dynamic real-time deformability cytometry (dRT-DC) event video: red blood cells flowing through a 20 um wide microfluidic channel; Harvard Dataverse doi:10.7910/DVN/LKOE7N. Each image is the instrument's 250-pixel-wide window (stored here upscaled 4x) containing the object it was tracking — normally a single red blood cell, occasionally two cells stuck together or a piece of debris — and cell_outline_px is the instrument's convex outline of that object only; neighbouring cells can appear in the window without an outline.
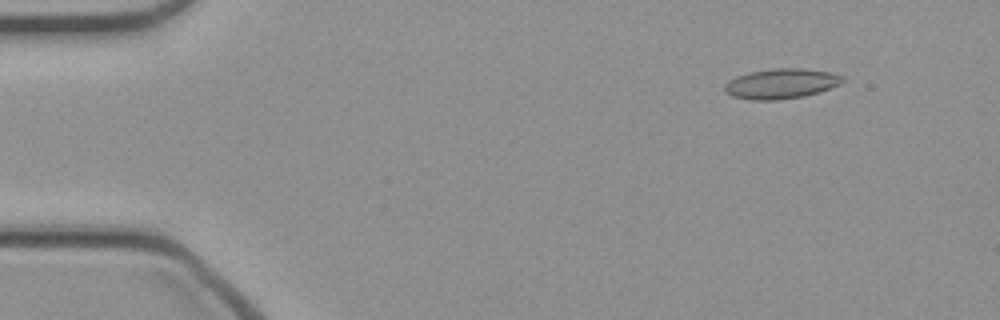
{"species": "common noctule bat (a hibernating species)", "species_latin": "Nyctalus noctula", "temperature_condition": "cold", "stored_images_in_passage": 44, "camera_frame_rate_fps": 3000, "um_per_image_px": 0.085, "animal": {"sex": "female", "body_mass_g": 21.9}, "frame": {"image": 1, "passage_image": 2, "time_ms": 0.333, "image_size_px": [1000, 320], "cell_outline_px": [[848, 80], [840, 84], [820, 92], [804, 96], [776, 100], [752, 100], [732, 96], [724, 88], [724, 84], [728, 80], [736, 76], [748, 72], [772, 68], [800, 68], [828, 72], [844, 76]], "centroid_in_image_um": [66.42, 7.1], "position_along_channel_um": 18.6, "area_um2": 20.81}}
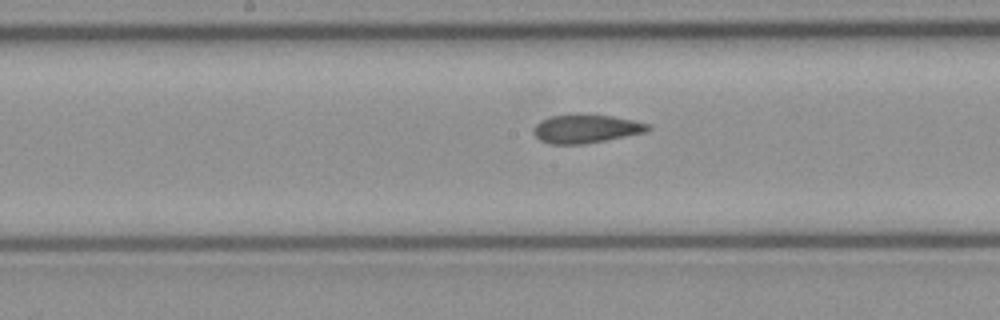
{"frame": {"image": 2, "passage_image": 21, "time_ms": 6.667, "image_size_px": [1000, 320], "cell_outline_px": [[652, 128], [648, 132], [608, 140], [584, 144], [548, 144], [540, 140], [532, 132], [532, 128], [540, 120], [552, 116], [612, 116], [632, 120], [648, 124]], "centroid_in_image_um": [49.82, 10.98], "position_along_channel_um": 198.4, "area_um2": 18.73}}
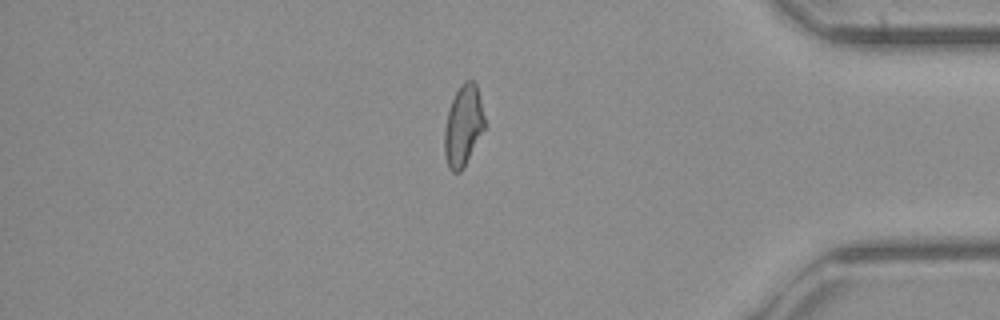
{"frame": {"image": 3, "passage_image": 37, "time_ms": 12.0, "image_size_px": [1000, 320], "cell_outline_px": [[488, 124], [464, 168], [460, 172], [452, 172], [448, 168], [444, 156], [444, 128], [448, 112], [452, 100], [456, 92], [464, 80], [472, 80], [476, 84]], "centroid_in_image_um": [39.41, 10.72], "position_along_channel_um": 395.8, "area_um2": 19.48}}